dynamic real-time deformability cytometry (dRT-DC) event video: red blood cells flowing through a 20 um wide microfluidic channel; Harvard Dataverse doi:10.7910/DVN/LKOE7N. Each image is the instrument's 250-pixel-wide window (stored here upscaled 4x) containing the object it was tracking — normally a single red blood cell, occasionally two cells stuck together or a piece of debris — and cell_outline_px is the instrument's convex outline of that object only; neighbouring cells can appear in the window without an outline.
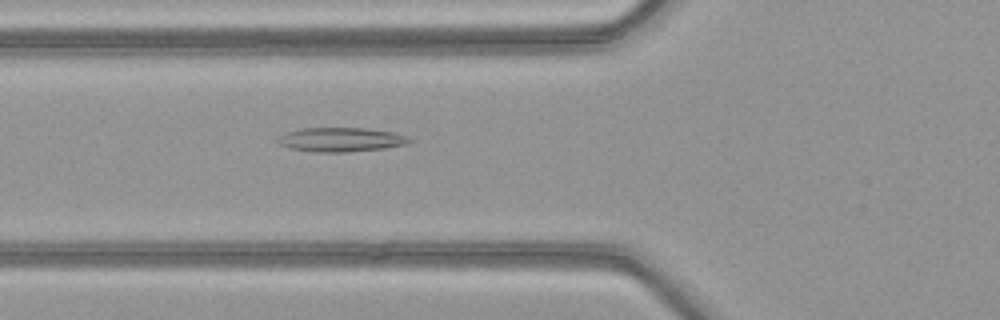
{"species": "common noctule bat (a hibernating species)", "species_latin": "Nyctalus noctula", "temperature_condition": "warm", "stored_images_in_passage": 50, "camera_frame_rate_fps": 3000, "um_per_image_px": 0.085, "animal": {"sex": "female", "body_mass_g": 21.9}, "frame": {"image": 1, "passage_image": 18, "time_ms": 5.667, "image_size_px": [1000, 320], "cell_outline_px": [[412, 140], [404, 144], [384, 148], [348, 152], [316, 152], [292, 148], [280, 144], [276, 140], [276, 136], [284, 132], [300, 128], [368, 128], [392, 132], [408, 136]], "centroid_in_image_um": [28.93, 11.85], "position_along_channel_um": 96.9, "area_um2": 18.55}}
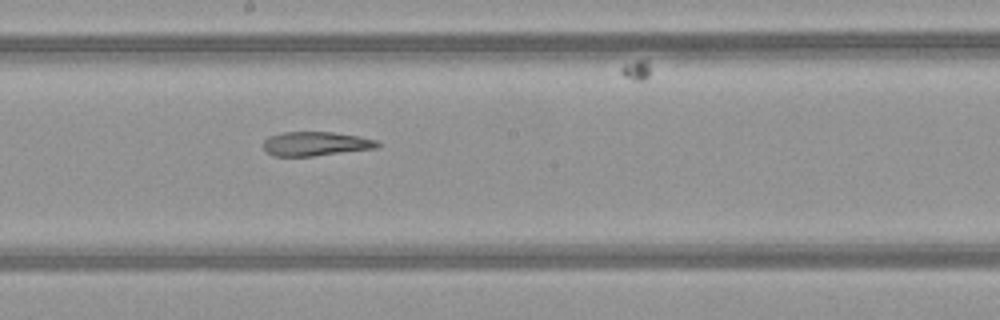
{"frame": {"image": 2, "passage_image": 27, "time_ms": 8.667, "image_size_px": [1000, 320], "cell_outline_px": [[380, 144], [376, 148], [312, 156], [272, 156], [264, 148], [264, 140], [268, 136], [284, 132], [332, 132], [360, 136], [376, 140]], "centroid_in_image_um": [26.82, 12.21], "position_along_channel_um": 221.4, "area_um2": 15.95}}
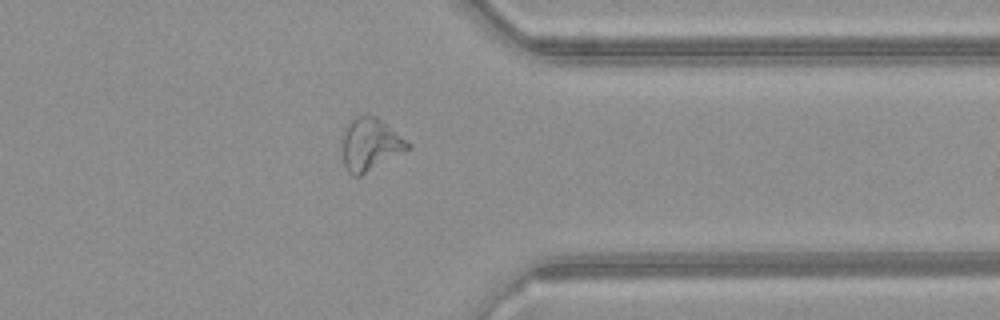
{"frame": {"image": 3, "passage_image": 39, "time_ms": 12.667, "image_size_px": [1000, 320], "cell_outline_px": [[412, 148], [360, 176], [352, 176], [348, 172], [344, 164], [344, 128], [348, 120], [356, 116], [376, 116], [412, 144]], "centroid_in_image_um": [31.5, 12.27], "position_along_channel_um": 379.9, "area_um2": 19.94}, "authors_computed_cell_mechanics": {"area_um2": 21.2704, "velocity_mm_per_s": 4.1164, "shape_relaxation_time_tau1_ms": null, "shape_relaxation_time_tau2_ms": 4.3412, "deformation_change_tau1": null, "deformation_change_tau2": 0.1444}}